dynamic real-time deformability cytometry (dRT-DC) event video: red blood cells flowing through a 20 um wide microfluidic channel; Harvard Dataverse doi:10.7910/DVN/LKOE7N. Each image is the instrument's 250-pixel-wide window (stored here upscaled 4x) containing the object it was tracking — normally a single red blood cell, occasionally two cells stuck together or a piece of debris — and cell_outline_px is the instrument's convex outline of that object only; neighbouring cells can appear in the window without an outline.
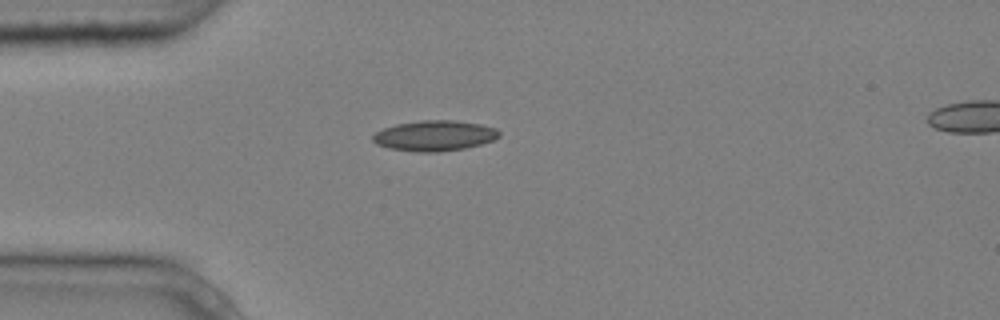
{"species": "common noctule bat (a hibernating species)", "species_latin": "Nyctalus noctula", "temperature_condition": "cold", "stored_images_in_passage": 2, "segment_of_instrument_passage": [1, 2], "camera_frame_rate_fps": 3000, "um_per_image_px": 0.085, "animal": {"sex": "male", "body_mass_g": 20.4}, "frame": {"image": 1, "passage_image": 1, "time_ms": 0.0, "image_size_px": [1000, 320], "cell_outline_px": [[500, 136], [492, 140], [480, 144], [464, 148], [436, 152], [416, 152], [388, 148], [376, 144], [372, 140], [372, 136], [376, 132], [384, 128], [396, 124], [420, 120], [452, 120], [480, 124], [496, 128], [500, 132]], "centroid_in_image_um": [36.91, 11.53], "position_along_channel_um": 48.1, "area_um2": 22.37}}